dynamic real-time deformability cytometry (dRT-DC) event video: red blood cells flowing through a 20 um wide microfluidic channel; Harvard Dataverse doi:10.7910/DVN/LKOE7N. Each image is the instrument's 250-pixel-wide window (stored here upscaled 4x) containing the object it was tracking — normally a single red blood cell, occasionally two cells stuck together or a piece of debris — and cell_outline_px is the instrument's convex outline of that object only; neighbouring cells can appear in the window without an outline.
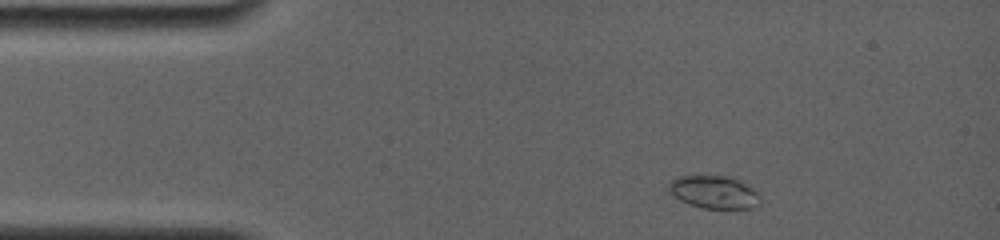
{"species": "common noctule bat (a hibernating species)", "species_latin": "Nyctalus noctula", "temperature_condition": "room temperature", "stored_images_in_passage": 7, "camera_frame_rate_fps": 4000, "um_per_image_px": 0.085, "animal": {"sex": "female", "body_mass_g": 19.0, "forearm_length_mm": 56.7}, "frame": {"image": 1, "passage_image": 2, "time_ms": 1.0, "image_size_px": [1000, 240], "cell_outline_px": [[760, 204], [756, 208], [704, 208], [688, 204], [680, 200], [668, 188], [668, 184], [672, 180], [680, 176], [732, 176], [740, 180], [760, 192]], "centroid_in_image_um": [60.77, 16.33], "position_along_channel_um": 24.2, "area_um2": 17.57}}
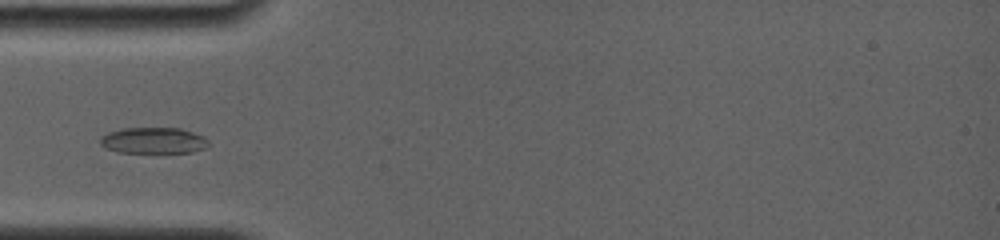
{"frame": {"image": 2, "passage_image": 5, "time_ms": 3.75, "image_size_px": [1000, 240], "cell_outline_px": [[212, 144], [208, 148], [192, 152], [116, 152], [104, 148], [100, 144], [100, 140], [108, 132], [124, 128], [180, 128], [204, 136]], "centroid_in_image_um": [13.09, 11.95], "position_along_channel_um": 71.9, "area_um2": 16.59}}
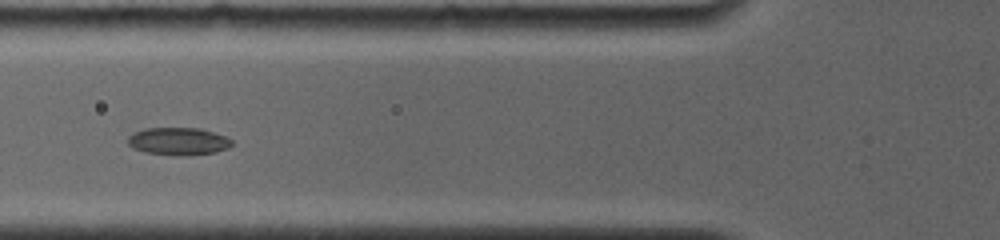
{"frame": {"image": 3, "passage_image": 6, "time_ms": 4.75, "image_size_px": [1000, 240], "cell_outline_px": [[232, 144], [228, 148], [216, 152], [188, 156], [176, 156], [144, 152], [132, 148], [128, 144], [128, 136], [144, 128], [200, 128], [224, 136], [232, 140]], "centroid_in_image_um": [15.15, 12.02], "position_along_channel_um": 110.7, "area_um2": 16.82}}